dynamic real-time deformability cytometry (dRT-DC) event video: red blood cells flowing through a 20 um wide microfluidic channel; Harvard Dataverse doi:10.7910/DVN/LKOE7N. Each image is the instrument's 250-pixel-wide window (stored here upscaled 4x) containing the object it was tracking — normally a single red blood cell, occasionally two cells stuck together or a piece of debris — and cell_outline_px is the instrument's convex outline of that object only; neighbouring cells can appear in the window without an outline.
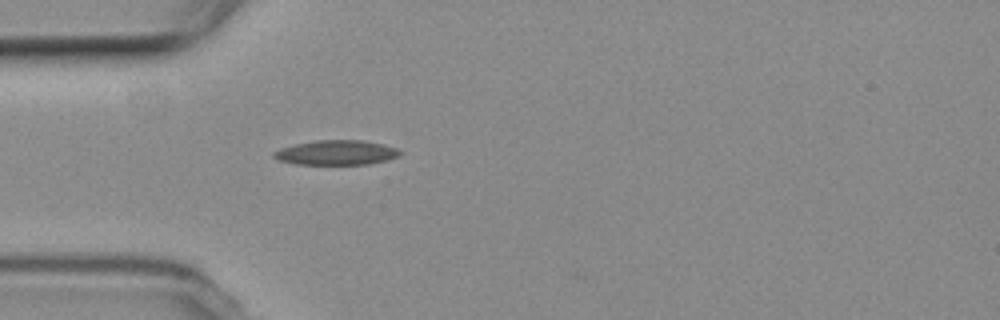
{"species": "common noctule bat (a hibernating species)", "species_latin": "Nyctalus noctula", "temperature_condition": "room temperature", "stored_images_in_passage": 4, "camera_frame_rate_fps": 3000, "um_per_image_px": 0.085, "animal": {"sex": "female", "body_mass_g": 19.3, "forearm_length_mm": 54.1}, "frame": {"image": 1, "passage_image": 4, "time_ms": 3.667, "image_size_px": [1000, 320], "cell_outline_px": [[404, 152], [400, 156], [388, 160], [368, 164], [296, 164], [280, 160], [272, 156], [272, 152], [280, 148], [296, 144], [316, 140], [364, 140], [396, 148]], "centroid_in_image_um": [28.61, 12.97], "position_along_channel_um": 56.4, "area_um2": 18.15}}